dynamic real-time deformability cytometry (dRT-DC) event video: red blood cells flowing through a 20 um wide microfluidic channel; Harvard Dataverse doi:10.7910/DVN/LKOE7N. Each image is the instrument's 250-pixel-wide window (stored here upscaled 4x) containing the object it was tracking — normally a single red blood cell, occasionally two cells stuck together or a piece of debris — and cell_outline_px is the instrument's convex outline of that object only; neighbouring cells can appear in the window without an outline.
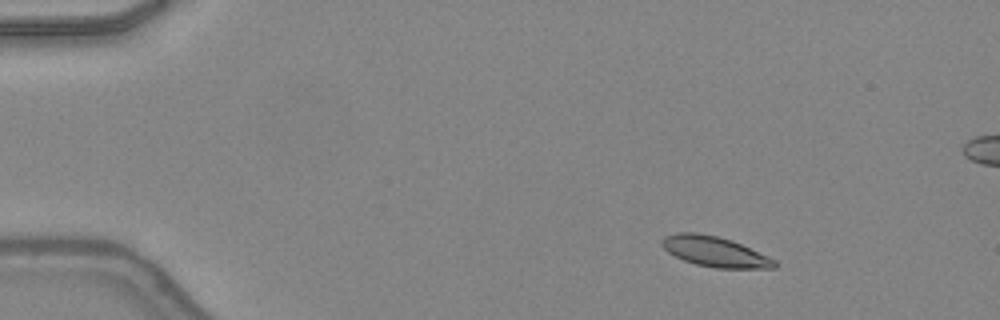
{"species": "common noctule bat (a hibernating species)", "species_latin": "Nyctalus noctula", "temperature_condition": "warm", "stored_images_in_passage": 49, "segment_of_instrument_passage": [1, 2], "camera_frame_rate_fps": 3000, "um_per_image_px": 0.085, "animal": {"sex": "female", "body_mass_g": 24.6, "forearm_length_mm": 56.2}, "frame": {"image": 1, "passage_image": 7, "time_ms": 2.0, "image_size_px": [1000, 320], "cell_outline_px": [[776, 268], [716, 268], [696, 264], [684, 260], [668, 252], [660, 244], [660, 240], [664, 236], [676, 232], [696, 232], [716, 236], [732, 240], [768, 256], [776, 260]], "centroid_in_image_um": [60.73, 21.37], "position_along_channel_um": 24.3, "area_um2": 19.83}}
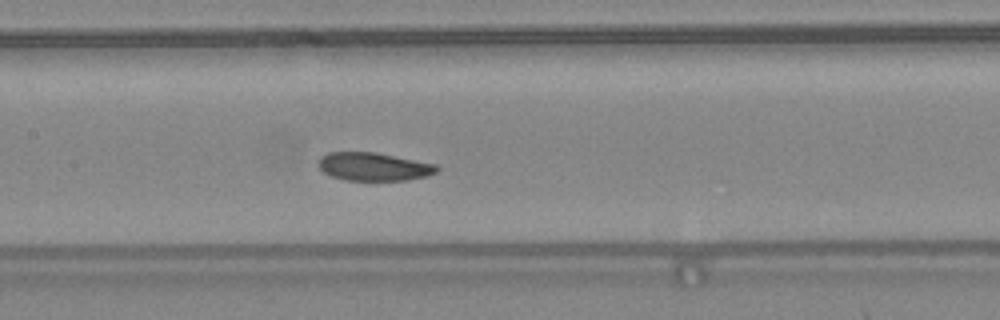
{"frame": {"image": 2, "passage_image": 24, "time_ms": 7.667, "image_size_px": [1000, 320], "cell_outline_px": [[440, 168], [436, 172], [428, 176], [408, 180], [348, 180], [332, 176], [324, 172], [316, 164], [320, 156], [328, 152], [376, 152], [436, 164]], "centroid_in_image_um": [31.76, 14.16], "position_along_channel_um": 175.6, "area_um2": 19.54}}
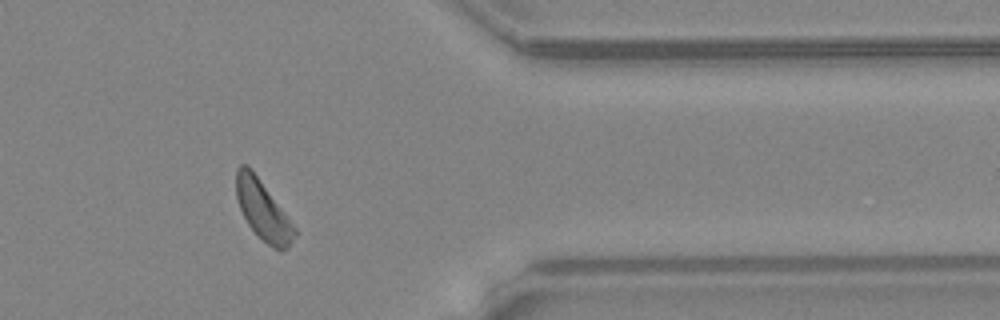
{"frame": {"image": 3, "passage_image": 40, "time_ms": 13.0, "image_size_px": [1000, 320], "cell_outline_px": [[296, 236], [288, 248], [280, 252], [272, 248], [248, 224], [240, 208], [236, 196], [236, 168], [240, 164], [248, 164], [296, 228]], "centroid_in_image_um": [22.35, 17.87], "position_along_channel_um": 389.0, "area_um2": 19.88}}